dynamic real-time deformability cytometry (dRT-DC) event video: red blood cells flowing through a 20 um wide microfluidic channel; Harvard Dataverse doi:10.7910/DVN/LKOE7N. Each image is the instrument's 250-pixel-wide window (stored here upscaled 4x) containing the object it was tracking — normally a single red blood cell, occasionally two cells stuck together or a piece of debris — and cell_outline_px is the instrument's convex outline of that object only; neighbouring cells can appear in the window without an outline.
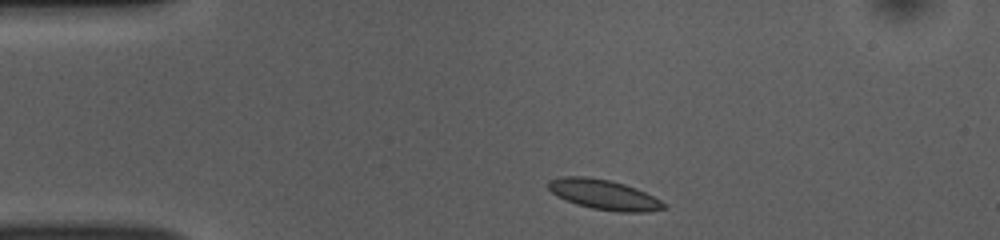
{"species": "common noctule bat (a hibernating species)", "species_latin": "Nyctalus noctula", "temperature_condition": "room temperature", "stored_images_in_passage": 43, "camera_frame_rate_fps": 3000, "um_per_image_px": 0.085, "animal": {"sex": "female", "body_mass_g": 10.0, "forearm_length_mm": 53.1}, "frame": {"image": 1, "passage_image": 1, "time_ms": 0.0, "image_size_px": [1000, 240], "cell_outline_px": [[668, 208], [648, 212], [620, 212], [592, 208], [576, 204], [556, 196], [548, 188], [548, 180], [560, 176], [588, 176], [608, 180], [624, 184], [636, 188], [668, 204]], "centroid_in_image_um": [51.33, 16.54], "position_along_channel_um": 33.7, "area_um2": 20.29}}
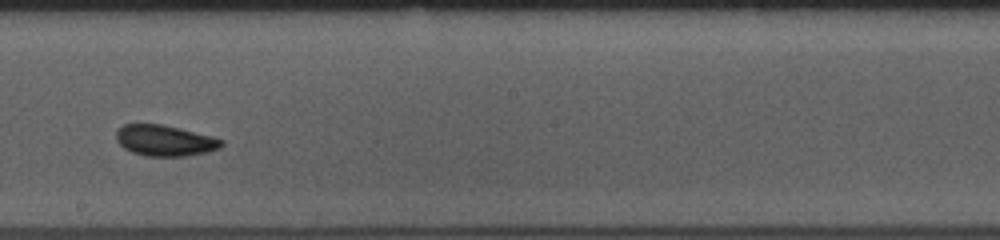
{"frame": {"image": 2, "passage_image": 20, "time_ms": 6.333, "image_size_px": [1000, 240], "cell_outline_px": [[224, 144], [220, 148], [208, 152], [184, 156], [144, 156], [132, 152], [124, 148], [116, 140], [116, 128], [124, 124], [160, 124], [180, 128], [212, 136], [224, 140]], "centroid_in_image_um": [14.01, 11.94], "position_along_channel_um": 234.2, "area_um2": 19.13}}
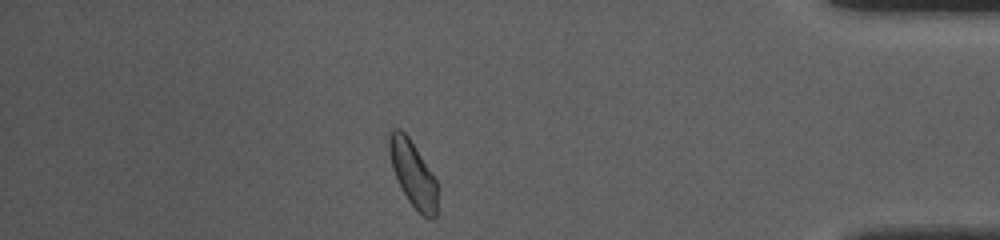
{"frame": {"image": 3, "passage_image": 36, "time_ms": 11.667, "image_size_px": [1000, 240], "cell_outline_px": [[436, 216], [432, 220], [428, 220], [408, 200], [392, 168], [388, 148], [388, 140], [392, 128], [400, 128], [408, 136], [436, 180]], "centroid_in_image_um": [35.08, 14.75], "position_along_channel_um": 400.1, "area_um2": 17.98}, "authors_computed_cell_mechanics": {"area_um2": 19.0162, "velocity_mm_per_s": 3.8159, "shape_relaxation_time_tau1_ms": 7.4475, "shape_relaxation_time_tau2_ms": 2.0985, "deformation_change_tau1": 0.1209, "deformation_change_tau2": 0.0499}}